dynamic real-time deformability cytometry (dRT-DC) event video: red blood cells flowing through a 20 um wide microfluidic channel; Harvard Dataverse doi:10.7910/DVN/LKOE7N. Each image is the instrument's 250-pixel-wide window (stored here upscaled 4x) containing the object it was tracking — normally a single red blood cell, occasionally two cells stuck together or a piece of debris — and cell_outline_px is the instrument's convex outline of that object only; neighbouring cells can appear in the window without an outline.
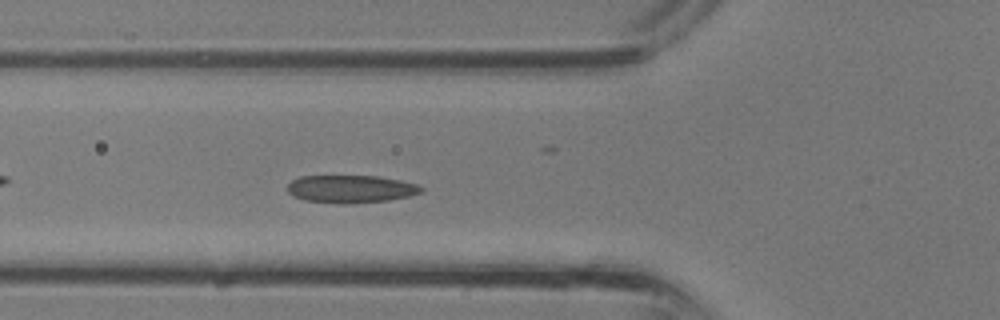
{"species": "common noctule bat (a hibernating species)", "species_latin": "Nyctalus noctula", "temperature_condition": "room temperature", "stored_images_in_passage": 34, "camera_frame_rate_fps": 3000, "um_per_image_px": 0.085, "animal": {"sex": "male", "body_mass_g": 13.3}, "frame": {"image": 1, "passage_image": 10, "time_ms": 3.0, "image_size_px": [1000, 320], "cell_outline_px": [[424, 192], [408, 196], [388, 200], [340, 204], [304, 200], [292, 196], [288, 192], [288, 184], [292, 180], [300, 176], [380, 176], [400, 180], [416, 184], [424, 188]], "centroid_in_image_um": [29.81, 16.06], "position_along_channel_um": 96.0, "area_um2": 21.62}}
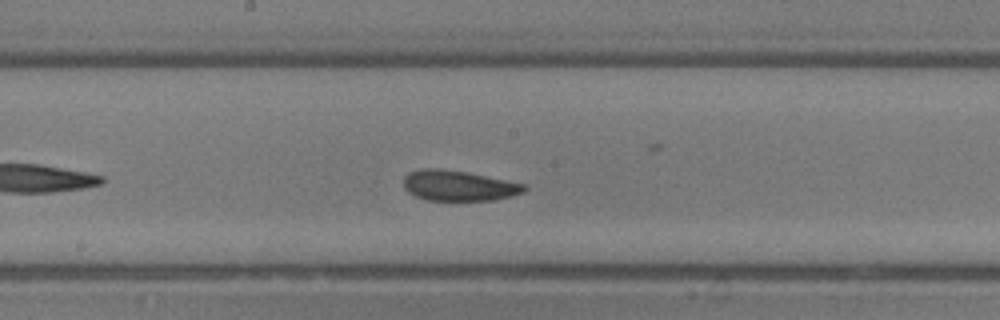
{"frame": {"image": 2, "passage_image": 16, "time_ms": 5.0, "image_size_px": [1000, 320], "cell_outline_px": [[528, 188], [524, 192], [512, 196], [492, 200], [424, 200], [408, 192], [404, 188], [404, 176], [408, 172], [424, 168], [440, 168], [464, 172], [528, 184]], "centroid_in_image_um": [38.99, 15.78], "position_along_channel_um": 209.2, "area_um2": 21.44}}
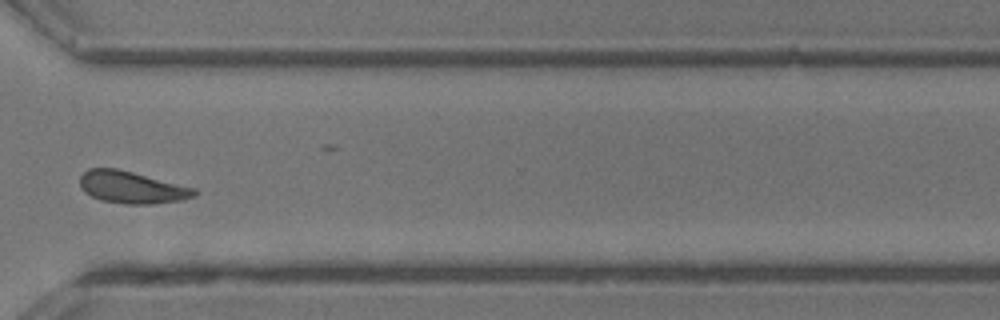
{"frame": {"image": 3, "passage_image": 24, "time_ms": 7.667, "image_size_px": [1000, 320], "cell_outline_px": [[200, 192], [196, 196], [184, 200], [152, 204], [124, 204], [100, 200], [84, 192], [80, 188], [80, 176], [88, 168], [116, 168], [196, 188]], "centroid_in_image_um": [11.23, 15.93], "position_along_channel_um": 359.4, "area_um2": 21.62}}